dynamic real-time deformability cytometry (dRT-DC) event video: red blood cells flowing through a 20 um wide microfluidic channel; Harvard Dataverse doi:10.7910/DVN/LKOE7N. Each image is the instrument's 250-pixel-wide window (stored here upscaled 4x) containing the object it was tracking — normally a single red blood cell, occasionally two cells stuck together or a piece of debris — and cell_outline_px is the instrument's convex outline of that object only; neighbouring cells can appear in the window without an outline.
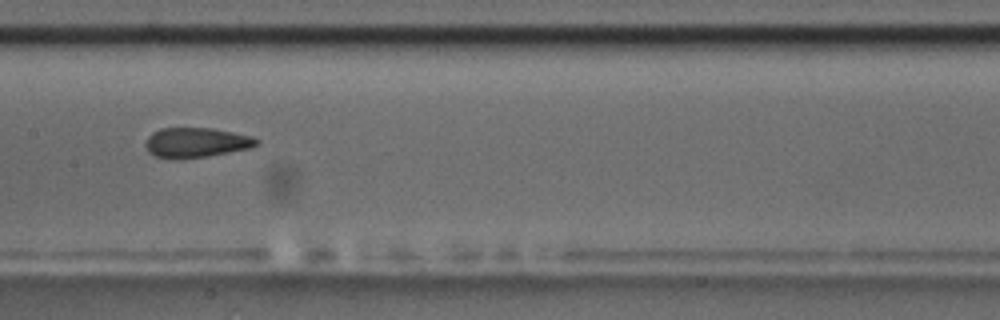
{"species": "common noctule bat (a hibernating species)", "species_latin": "Nyctalus noctula", "temperature_condition": "room temperature", "stored_images_in_passage": 17, "camera_frame_rate_fps": 3000, "um_per_image_px": 0.085, "animal": {"sex": "male", "body_mass_g": 17.5, "forearm_length_mm": 52.3}, "frame": {"image": 1, "passage_image": 10, "time_ms": 11.0, "image_size_px": [1000, 320], "cell_outline_px": [[260, 144], [252, 148], [204, 156], [156, 156], [148, 152], [144, 144], [148, 136], [152, 132], [160, 128], [212, 128], [252, 136], [260, 140]], "centroid_in_image_um": [16.72, 12.07], "position_along_channel_um": 190.7, "area_um2": 18.79}}
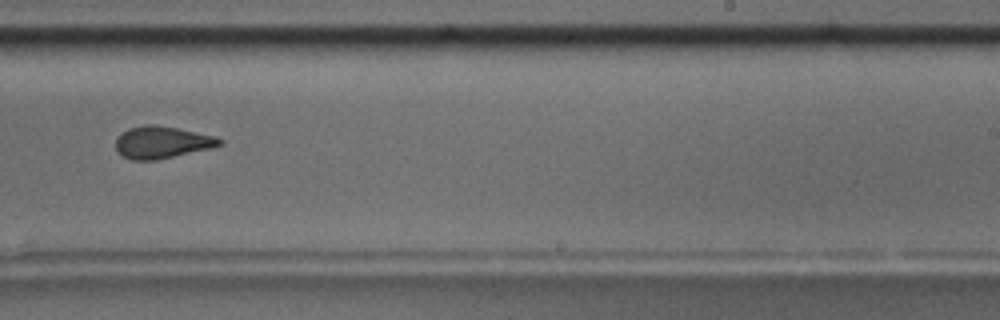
{"frame": {"image": 2, "passage_image": 12, "time_ms": 13.333, "image_size_px": [1000, 320], "cell_outline_px": [[224, 144], [208, 148], [156, 160], [132, 160], [116, 152], [116, 136], [128, 128], [144, 124], [156, 124], [216, 136], [224, 140]], "centroid_in_image_um": [13.73, 12.08], "position_along_channel_um": 275.3, "area_um2": 19.42}, "authors_computed_cell_mechanics": {"area_um2": 20.0566, "velocity_mm_per_s": 3.6273, "shape_relaxation_time_tau1_ms": null, "shape_relaxation_time_tau2_ms": 1.9556, "deformation_change_tau1": null, "deformation_change_tau2": 0.0734}}